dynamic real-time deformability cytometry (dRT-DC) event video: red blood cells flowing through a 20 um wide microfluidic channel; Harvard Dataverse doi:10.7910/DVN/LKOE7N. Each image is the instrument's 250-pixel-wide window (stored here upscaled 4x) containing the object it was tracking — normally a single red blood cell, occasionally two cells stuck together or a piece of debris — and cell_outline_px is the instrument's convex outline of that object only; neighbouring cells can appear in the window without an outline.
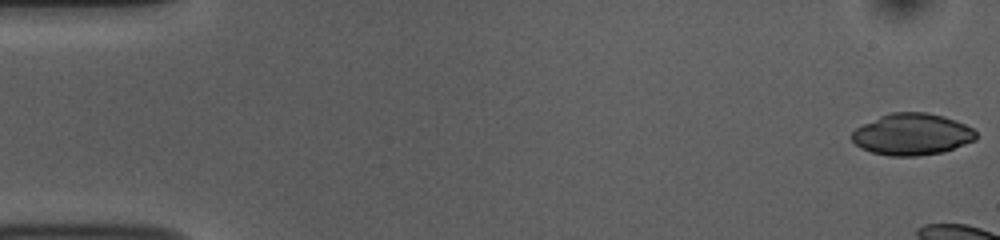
{"species": "common noctule bat (a hibernating species)", "species_latin": "Nyctalus noctula", "temperature_condition": "room temperature", "stored_images_in_passage": 3, "camera_frame_rate_fps": 3000, "um_per_image_px": 0.085, "animal": {"sex": "female", "body_mass_g": 10.0, "forearm_length_mm": 53.1}, "frame": {"image": 1, "passage_image": 1, "time_ms": 0.0, "image_size_px": [1000, 240], "cell_outline_px": [[976, 140], [944, 152], [916, 156], [888, 156], [872, 152], [860, 148], [848, 136], [856, 128], [880, 116], [892, 112], [928, 112], [944, 116], [964, 124], [972, 128], [976, 132]], "centroid_in_image_um": [77.51, 11.42], "position_along_channel_um": 7.5, "area_um2": 30.23}}